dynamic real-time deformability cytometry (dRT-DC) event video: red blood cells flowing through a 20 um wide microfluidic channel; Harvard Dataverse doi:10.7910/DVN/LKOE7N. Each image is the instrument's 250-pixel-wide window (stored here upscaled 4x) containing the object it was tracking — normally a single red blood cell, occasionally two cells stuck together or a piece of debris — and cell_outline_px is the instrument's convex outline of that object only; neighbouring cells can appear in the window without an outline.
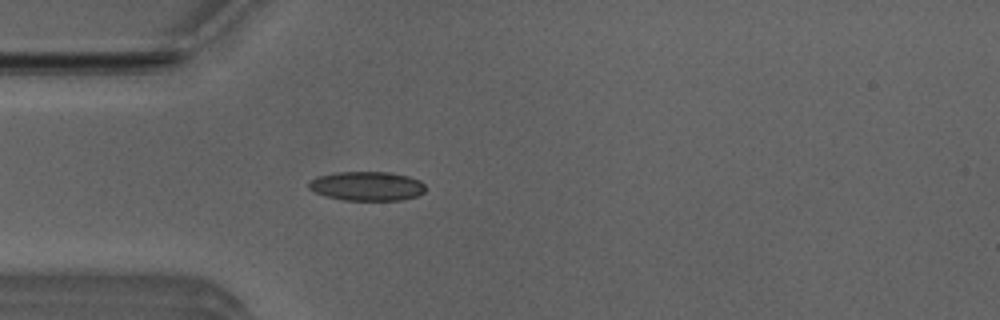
{"species": "Egyptian fruit bat (a non-hibernating species)", "species_latin": "Rousettus aegyptiacus", "temperature_condition": "room temperature", "stored_images_in_passage": 4, "camera_frame_rate_fps": 3000, "um_per_image_px": 0.085, "animal": {"sex": "male"}, "frame": {"image": 1, "passage_image": 4, "time_ms": 1.0, "image_size_px": [1000, 320], "cell_outline_px": [[424, 192], [416, 196], [400, 200], [344, 200], [324, 196], [308, 188], [308, 184], [316, 176], [336, 172], [392, 172], [408, 176], [420, 180], [424, 184]], "centroid_in_image_um": [31.18, 15.81], "position_along_channel_um": 53.8, "area_um2": 19.88}}